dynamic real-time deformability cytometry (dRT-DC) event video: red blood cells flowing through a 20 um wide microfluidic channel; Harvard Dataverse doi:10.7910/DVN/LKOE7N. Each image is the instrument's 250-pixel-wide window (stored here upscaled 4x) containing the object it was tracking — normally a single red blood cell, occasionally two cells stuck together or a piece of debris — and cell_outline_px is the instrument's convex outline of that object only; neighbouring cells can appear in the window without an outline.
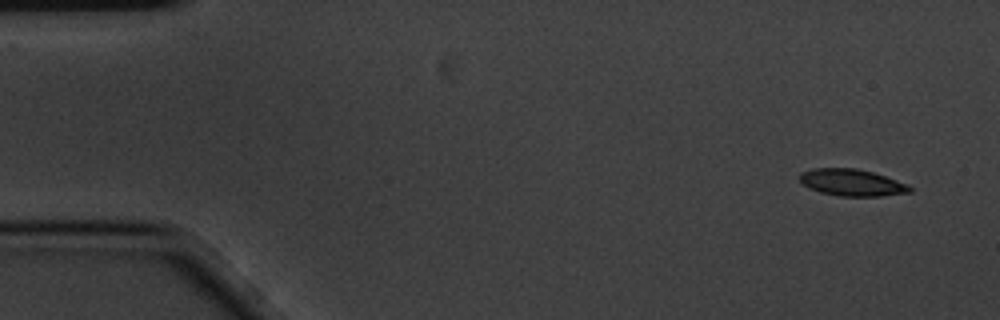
{"species": "common noctule bat (a hibernating species)", "species_latin": "Nyctalus noctula", "temperature_condition": "cold", "stored_images_in_passage": 5, "camera_frame_rate_fps": 3000, "um_per_image_px": 0.085, "animal": {"sex": "male", "body_mass_g": 20.1, "forearm_length_mm": 53.5}, "frame": {"image": 1, "passage_image": 1, "time_ms": 0.0, "image_size_px": [1000, 320], "cell_outline_px": [[912, 192], [880, 196], [840, 196], [820, 192], [808, 188], [800, 180], [800, 172], [812, 168], [856, 168], [872, 172], [908, 184], [912, 188]], "centroid_in_image_um": [72.4, 15.51], "position_along_channel_um": 12.6, "area_um2": 17.17}}